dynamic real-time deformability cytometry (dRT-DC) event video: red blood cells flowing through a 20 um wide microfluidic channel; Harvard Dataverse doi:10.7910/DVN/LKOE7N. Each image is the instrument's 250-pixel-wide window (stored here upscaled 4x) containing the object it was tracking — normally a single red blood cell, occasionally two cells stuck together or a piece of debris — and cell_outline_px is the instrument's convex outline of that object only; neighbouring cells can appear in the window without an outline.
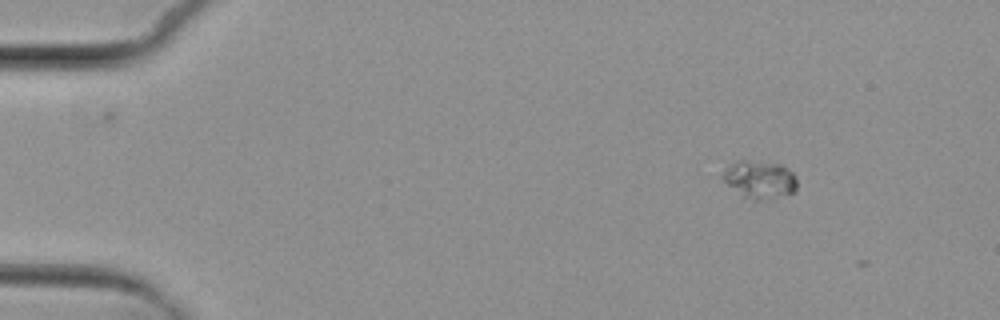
{"species": "common noctule bat (a hibernating species)", "species_latin": "Nyctalus noctula", "temperature_condition": "cold", "stored_images_in_passage": 4, "camera_frame_rate_fps": 3000, "um_per_image_px": 0.085, "animal": {"sex": "female", "body_mass_g": 29.2, "forearm_length_mm": 56.3}, "frame": {"image": 1, "passage_image": 1, "time_ms": 0.0, "image_size_px": [1000, 320], "cell_outline_px": [[796, 192], [768, 200], [752, 204], [728, 184], [720, 176], [736, 160], [744, 160], [780, 164], [792, 172], [796, 176]], "centroid_in_image_um": [64.59, 15.32], "position_along_channel_um": 20.4, "area_um2": 16.65}}
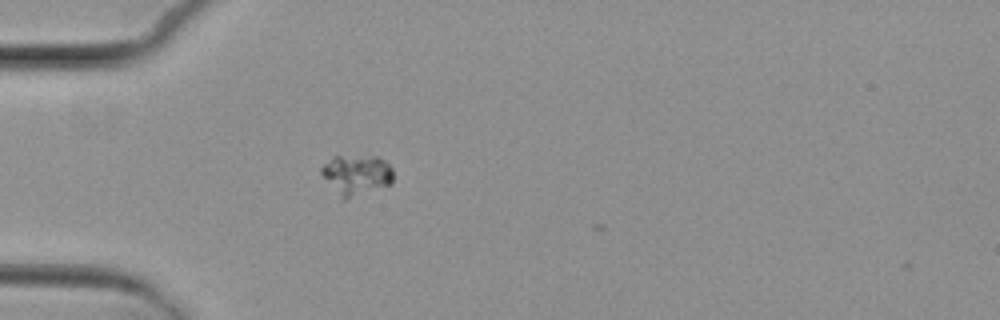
{"frame": {"image": 2, "passage_image": 4, "time_ms": 3.333, "image_size_px": [1000, 320], "cell_outline_px": [[392, 184], [344, 200], [340, 196], [320, 172], [320, 168], [332, 156], [380, 156], [392, 168]], "centroid_in_image_um": [30.32, 14.84], "position_along_channel_um": 54.7, "area_um2": 16.7}}